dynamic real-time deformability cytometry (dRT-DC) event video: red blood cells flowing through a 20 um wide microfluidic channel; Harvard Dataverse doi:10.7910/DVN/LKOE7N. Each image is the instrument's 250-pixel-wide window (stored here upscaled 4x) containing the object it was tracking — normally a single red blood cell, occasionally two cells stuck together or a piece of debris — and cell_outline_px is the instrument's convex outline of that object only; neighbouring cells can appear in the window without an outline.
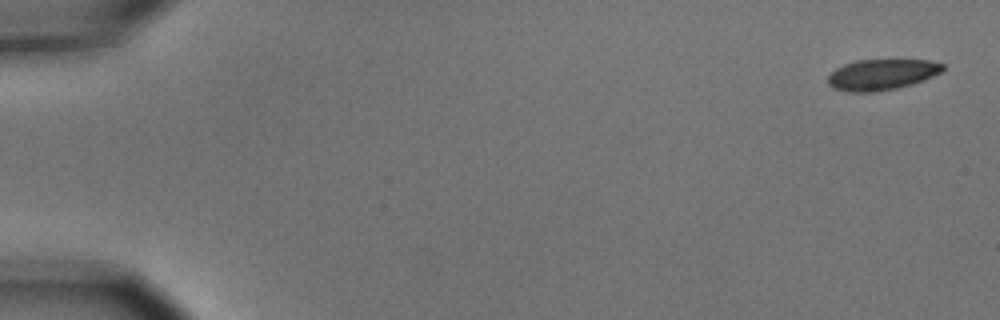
{"species": "common noctule bat (a hibernating species)", "species_latin": "Nyctalus noctula", "temperature_condition": "cold", "stored_images_in_passage": 5, "camera_frame_rate_fps": 3000, "um_per_image_px": 0.085, "animal": {"sex": "male", "body_mass_g": 15.6}, "frame": {"image": 1, "passage_image": 1, "time_ms": 0.0, "image_size_px": [1000, 320], "cell_outline_px": [[944, 68], [940, 72], [924, 80], [912, 84], [896, 88], [872, 92], [848, 92], [832, 88], [828, 84], [828, 76], [836, 68], [844, 64], [856, 60], [928, 60], [944, 64]], "centroid_in_image_um": [74.92, 6.34], "position_along_channel_um": 10.1, "area_um2": 20.58}}